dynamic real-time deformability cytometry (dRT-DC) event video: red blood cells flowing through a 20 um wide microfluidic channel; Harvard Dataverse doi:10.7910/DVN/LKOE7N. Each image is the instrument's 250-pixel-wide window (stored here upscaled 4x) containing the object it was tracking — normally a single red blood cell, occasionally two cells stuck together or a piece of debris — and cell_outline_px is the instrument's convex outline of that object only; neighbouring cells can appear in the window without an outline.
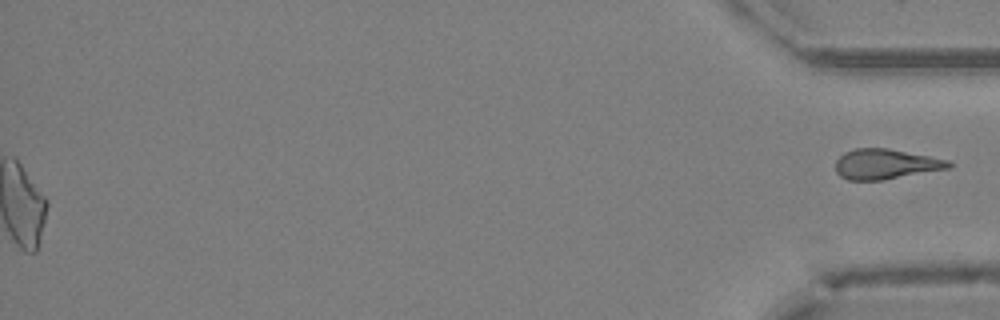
{"species": "Egyptian fruit bat (a non-hibernating species)", "species_latin": "Rousettus aegyptiacus", "temperature_condition": "cold", "stored_images_in_passage": 39, "segment_of_instrument_passage": [2, 2], "camera_frame_rate_fps": 3000, "um_per_image_px": 0.085, "animal": {"sex": "female"}, "frame": {"image": 1, "passage_image": 39, "time_ms": 12.667, "image_size_px": [1000, 320], "cell_outline_px": [[952, 168], [884, 180], [848, 180], [840, 176], [836, 172], [836, 160], [844, 152], [856, 148], [888, 148], [948, 160], [952, 164]], "centroid_in_image_um": [75.28, 13.95], "position_along_channel_um": 359.9, "area_um2": 19.94}}